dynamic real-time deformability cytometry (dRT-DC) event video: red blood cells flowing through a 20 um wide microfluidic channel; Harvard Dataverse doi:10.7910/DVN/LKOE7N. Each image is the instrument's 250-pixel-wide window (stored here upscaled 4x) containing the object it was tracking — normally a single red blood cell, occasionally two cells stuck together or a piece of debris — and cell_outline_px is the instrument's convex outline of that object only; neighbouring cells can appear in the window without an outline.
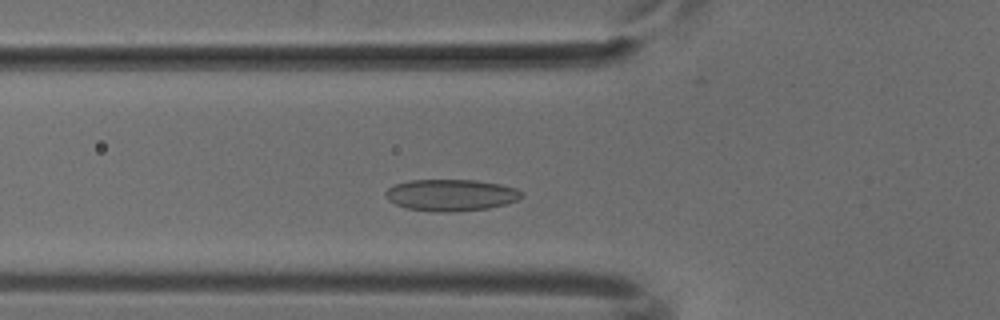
{"species": "common noctule bat (a hibernating species)", "species_latin": "Nyctalus noctula", "temperature_condition": "cold", "stored_images_in_passage": 41, "camera_frame_rate_fps": 3000, "um_per_image_px": 0.085, "animal": {"sex": "male", "body_mass_g": 18.8}, "frame": {"image": 1, "passage_image": 11, "time_ms": 3.333, "image_size_px": [1000, 320], "cell_outline_px": [[524, 196], [516, 200], [504, 204], [488, 208], [452, 212], [436, 212], [404, 208], [388, 200], [384, 196], [384, 192], [388, 188], [396, 184], [408, 180], [476, 180], [500, 184], [516, 188], [524, 192]], "centroid_in_image_um": [38.31, 16.58], "position_along_channel_um": 87.5, "area_um2": 25.26}}
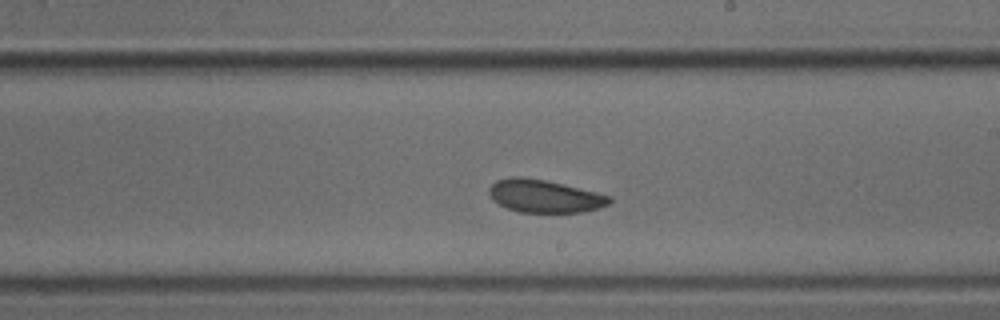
{"frame": {"image": 2, "passage_image": 23, "time_ms": 7.333, "image_size_px": [1000, 320], "cell_outline_px": [[612, 200], [608, 204], [600, 208], [584, 212], [520, 212], [508, 208], [492, 200], [488, 192], [488, 188], [496, 180], [512, 176], [520, 176], [544, 180], [596, 192], [612, 196]], "centroid_in_image_um": [46.27, 16.67], "position_along_channel_um": 242.7, "area_um2": 22.95}}
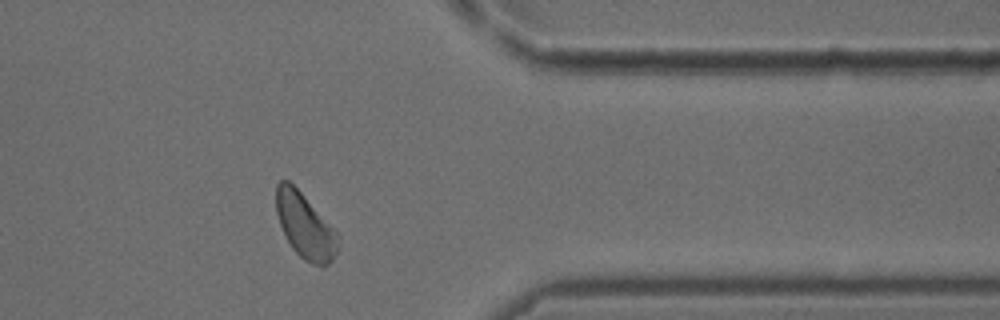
{"frame": {"image": 3, "passage_image": 35, "time_ms": 11.333, "image_size_px": [1000, 320], "cell_outline_px": [[340, 248], [332, 260], [328, 264], [320, 268], [304, 260], [292, 248], [280, 224], [276, 212], [276, 184], [280, 180], [288, 180], [300, 192], [340, 236]], "centroid_in_image_um": [25.95, 19.25], "position_along_channel_um": 385.4, "area_um2": 23.29}}